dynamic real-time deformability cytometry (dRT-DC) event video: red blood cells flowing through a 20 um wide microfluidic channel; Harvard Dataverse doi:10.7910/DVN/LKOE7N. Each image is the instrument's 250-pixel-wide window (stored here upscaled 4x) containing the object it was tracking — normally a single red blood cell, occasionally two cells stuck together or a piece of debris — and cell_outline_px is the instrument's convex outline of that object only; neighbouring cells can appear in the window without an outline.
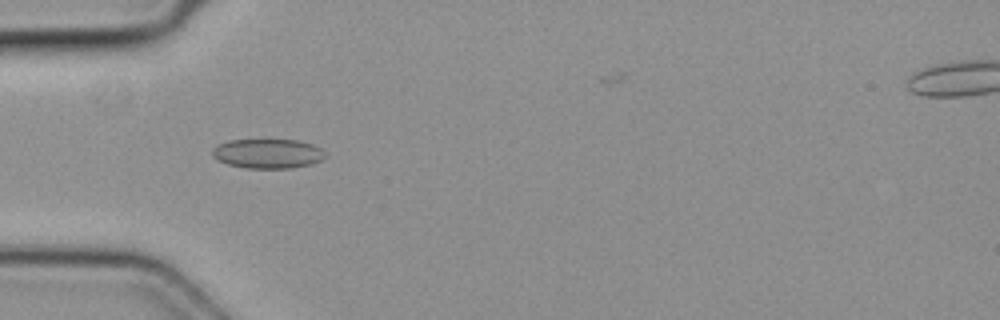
{"species": "common noctule bat (a hibernating species)", "species_latin": "Nyctalus noctula", "temperature_condition": "cold", "stored_images_in_passage": 6, "camera_frame_rate_fps": 3000, "um_per_image_px": 0.085, "animal": {"sex": "female", "body_mass_g": 19.3, "forearm_length_mm": 54.1}, "frame": {"image": 1, "passage_image": 4, "time_ms": 1.0, "image_size_px": [1000, 320], "cell_outline_px": [[324, 156], [320, 160], [312, 164], [292, 168], [244, 168], [228, 164], [212, 156], [212, 148], [216, 144], [228, 140], [296, 140], [312, 144], [320, 148], [324, 152]], "centroid_in_image_um": [22.72, 13.05], "position_along_channel_um": 62.3, "area_um2": 19.36}}
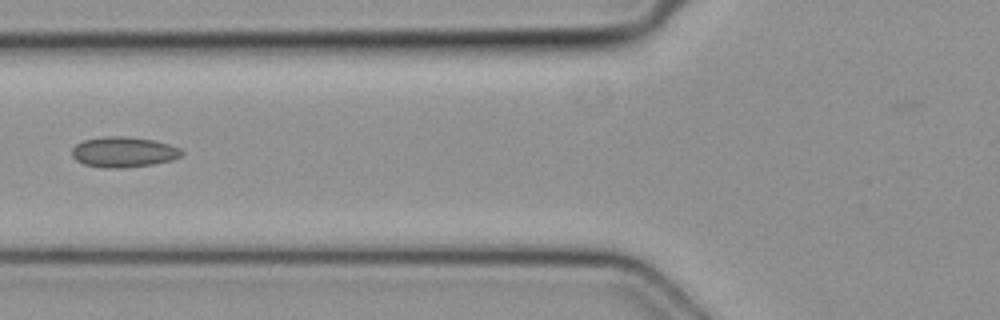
{"frame": {"image": 2, "passage_image": 5, "time_ms": 1.333, "image_size_px": [1000, 320], "cell_outline_px": [[184, 152], [180, 156], [172, 160], [152, 164], [128, 168], [100, 168], [84, 164], [76, 160], [72, 156], [72, 148], [76, 144], [84, 140], [104, 136], [124, 136], [152, 140], [168, 144], [180, 148]], "centroid_in_image_um": [10.48, 12.93], "position_along_channel_um": 115.3, "area_um2": 19.54}}
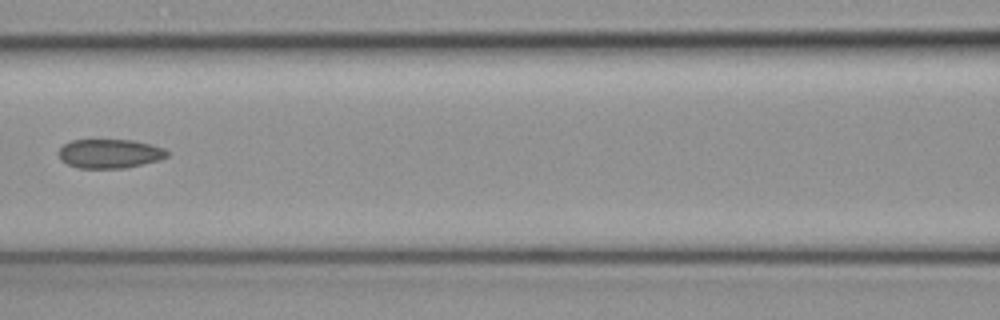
{"frame": {"image": 3, "passage_image": 6, "time_ms": 1.667, "image_size_px": [1000, 320], "cell_outline_px": [[168, 156], [160, 160], [124, 168], [76, 168], [60, 160], [60, 148], [64, 144], [72, 140], [132, 140], [164, 148], [168, 152]], "centroid_in_image_um": [9.32, 13.06], "position_along_channel_um": 157.3, "area_um2": 18.26}}